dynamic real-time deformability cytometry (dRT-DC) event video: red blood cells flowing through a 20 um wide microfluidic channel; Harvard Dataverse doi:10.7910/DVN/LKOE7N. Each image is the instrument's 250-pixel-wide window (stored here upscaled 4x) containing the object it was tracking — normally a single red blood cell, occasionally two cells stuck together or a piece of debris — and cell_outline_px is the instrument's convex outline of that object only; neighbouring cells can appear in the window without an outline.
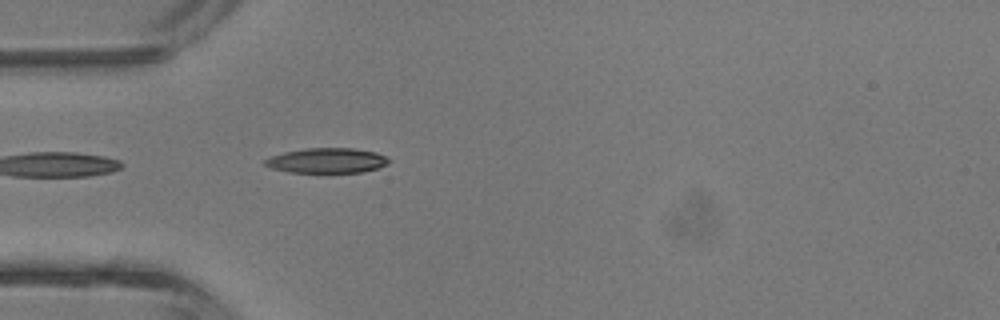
{"species": "common noctule bat (a hibernating species)", "species_latin": "Nyctalus noctula", "temperature_condition": "room temperature", "stored_images_in_passage": 1, "camera_frame_rate_fps": 3000, "um_per_image_px": 0.085, "animal": {"sex": "male", "body_mass_g": 13.3}, "frame": {"image": 1, "passage_image": 1, "time_ms": 0.0, "image_size_px": [1000, 320], "cell_outline_px": [[388, 164], [376, 168], [360, 172], [288, 172], [272, 168], [264, 164], [264, 160], [272, 156], [284, 152], [304, 148], [352, 148], [376, 152], [384, 156], [388, 160]], "centroid_in_image_um": [27.76, 13.64], "position_along_channel_um": 57.2, "area_um2": 17.8}}